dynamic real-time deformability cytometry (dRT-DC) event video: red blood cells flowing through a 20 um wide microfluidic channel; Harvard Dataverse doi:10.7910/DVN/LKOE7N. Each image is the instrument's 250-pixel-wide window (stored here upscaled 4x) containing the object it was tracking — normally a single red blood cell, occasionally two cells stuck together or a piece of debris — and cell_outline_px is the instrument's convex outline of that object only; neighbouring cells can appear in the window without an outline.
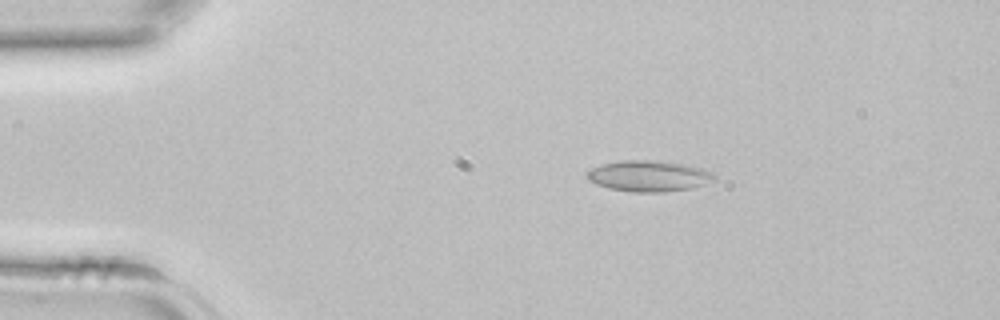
{"species": "common noctule bat (a hibernating species)", "species_latin": "Nyctalus noctula", "temperature_condition": "room temperature", "stored_images_in_passage": 42, "camera_frame_rate_fps": 3000, "um_per_image_px": 0.085, "animal": {"sex": "female", "body_mass_g": 22.7, "forearm_length_mm": 54.2}, "frame": {"image": 1, "passage_image": 8, "time_ms": 2.333, "image_size_px": [1000, 320], "cell_outline_px": [[716, 180], [692, 188], [664, 192], [632, 192], [608, 188], [596, 184], [588, 180], [584, 176], [592, 168], [600, 164], [624, 160], [652, 160], [688, 164], [712, 172], [716, 176]], "centroid_in_image_um": [55.14, 14.96], "position_along_channel_um": 29.9, "area_um2": 23.18}}
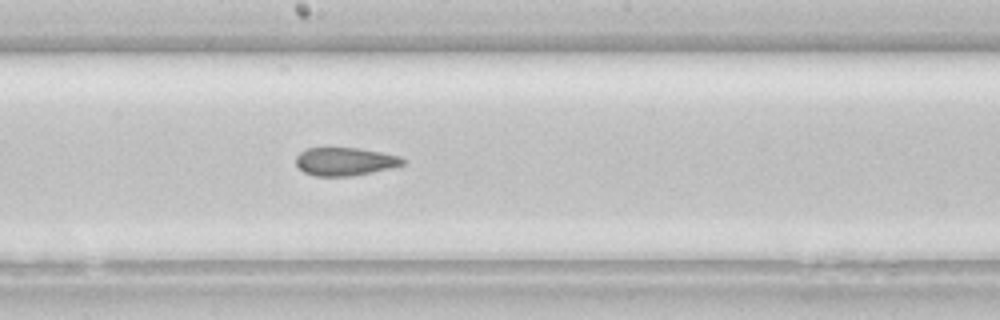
{"frame": {"image": 2, "passage_image": 23, "time_ms": 7.333, "image_size_px": [1000, 320], "cell_outline_px": [[408, 160], [404, 164], [372, 172], [352, 176], [316, 176], [304, 172], [296, 164], [296, 156], [300, 152], [308, 148], [356, 148], [380, 152], [400, 156]], "centroid_in_image_um": [29.33, 13.73], "position_along_channel_um": 218.9, "area_um2": 17.4}}
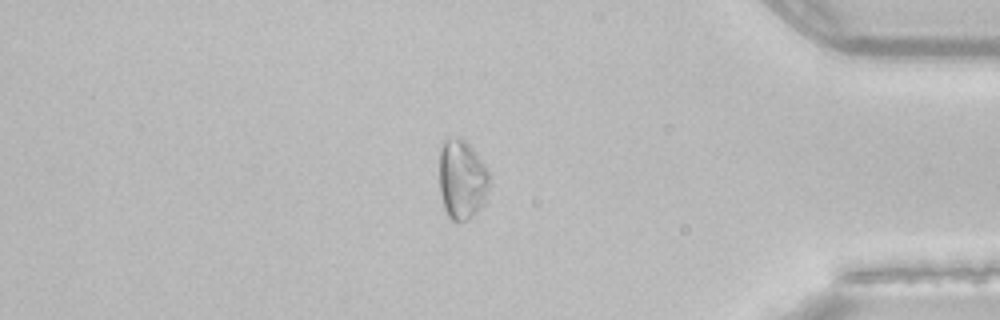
{"frame": {"image": 3, "passage_image": 36, "time_ms": 11.667, "image_size_px": [1000, 320], "cell_outline_px": [[492, 180], [476, 212], [472, 216], [464, 220], [452, 220], [448, 216], [444, 208], [440, 192], [440, 148], [444, 140], [448, 136], [460, 136], [472, 148], [492, 176]], "centroid_in_image_um": [39.25, 15.19], "position_along_channel_um": 396.0, "area_um2": 23.06}}